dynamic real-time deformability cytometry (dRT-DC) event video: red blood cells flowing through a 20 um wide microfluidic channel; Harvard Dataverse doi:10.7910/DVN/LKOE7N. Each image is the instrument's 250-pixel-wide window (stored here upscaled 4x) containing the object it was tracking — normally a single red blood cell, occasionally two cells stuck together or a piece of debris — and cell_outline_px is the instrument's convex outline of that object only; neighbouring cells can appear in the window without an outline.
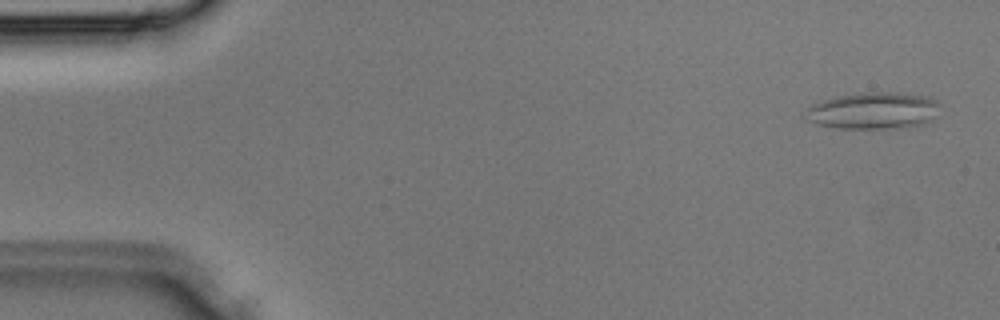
{"species": "Egyptian fruit bat (a non-hibernating species)", "species_latin": "Rousettus aegyptiacus", "temperature_condition": "room temperature", "stored_images_in_passage": 36, "camera_frame_rate_fps": 3000, "um_per_image_px": 0.085, "animal": {"sex": "male"}, "frame": {"image": 1, "passage_image": 2, "time_ms": 0.333, "image_size_px": [1000, 320], "cell_outline_px": [[940, 116], [924, 124], [896, 128], [836, 128], [816, 124], [804, 120], [804, 116], [808, 108], [812, 104], [824, 100], [840, 96], [860, 92], [896, 92], [932, 96], [940, 104]], "centroid_in_image_um": [74.31, 9.4], "position_along_channel_um": 10.7, "area_um2": 29.42}}
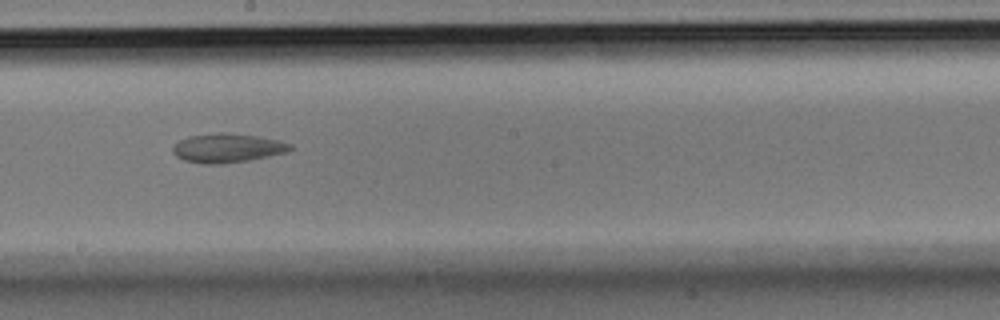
{"frame": {"image": 2, "passage_image": 20, "time_ms": 6.333, "image_size_px": [1000, 320], "cell_outline_px": [[292, 152], [248, 160], [224, 164], [200, 164], [184, 160], [176, 156], [172, 152], [172, 148], [180, 140], [188, 136], [224, 132], [256, 136], [280, 140], [292, 144]], "centroid_in_image_um": [19.37, 12.59], "position_along_channel_um": 228.8, "area_um2": 20.06}}
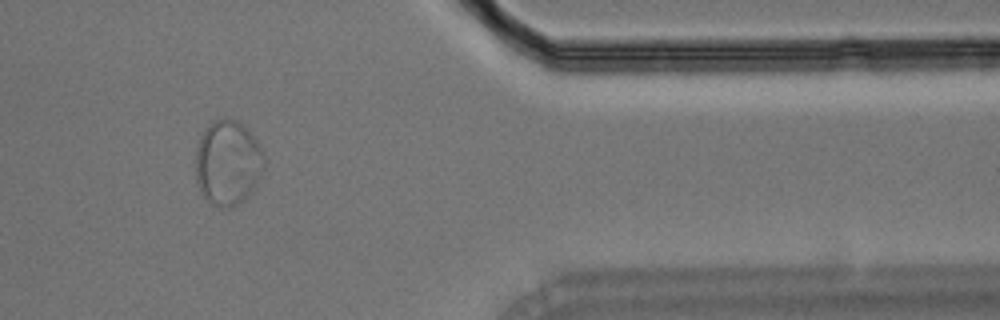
{"frame": {"image": 3, "passage_image": 30, "time_ms": 9.667, "image_size_px": [1000, 320], "cell_outline_px": [[264, 168], [256, 188], [244, 200], [232, 208], [220, 208], [212, 204], [204, 196], [196, 180], [196, 148], [200, 136], [212, 120], [220, 116], [224, 116], [236, 120], [260, 144], [264, 152]], "centroid_in_image_um": [19.38, 13.84], "position_along_channel_um": 392.0, "area_um2": 34.39}}